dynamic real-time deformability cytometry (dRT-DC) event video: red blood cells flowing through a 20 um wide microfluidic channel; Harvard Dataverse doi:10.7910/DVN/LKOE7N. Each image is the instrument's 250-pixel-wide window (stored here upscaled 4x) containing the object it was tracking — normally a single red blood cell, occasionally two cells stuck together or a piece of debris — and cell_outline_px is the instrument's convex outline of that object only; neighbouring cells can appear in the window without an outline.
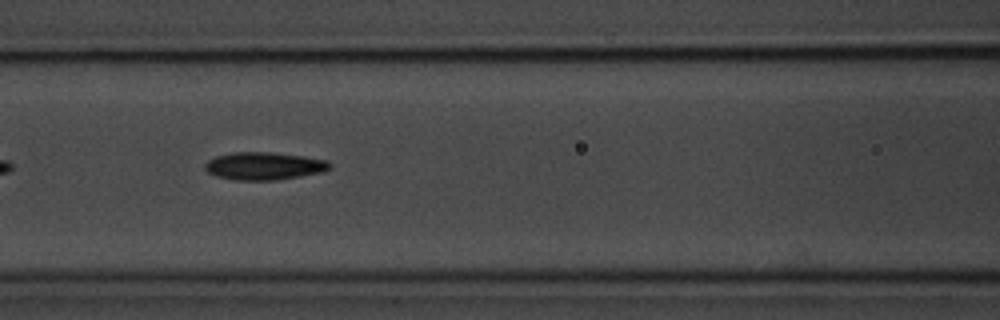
{"species": "common noctule bat (a hibernating species)", "species_latin": "Nyctalus noctula", "temperature_condition": "room temperature", "stored_images_in_passage": 15, "camera_frame_rate_fps": 3000, "um_per_image_px": 0.085, "animal": {"sex": "male", "body_mass_g": 20.1, "forearm_length_mm": 53.5}, "frame": {"image": 1, "passage_image": 7, "time_ms": 2.0, "image_size_px": [1000, 320], "cell_outline_px": [[332, 168], [324, 172], [276, 180], [232, 180], [216, 176], [208, 172], [204, 168], [204, 164], [208, 160], [216, 156], [232, 152], [268, 152], [304, 156], [324, 160], [332, 164]], "centroid_in_image_um": [22.44, 14.11], "position_along_channel_um": 144.2, "area_um2": 20.23}}
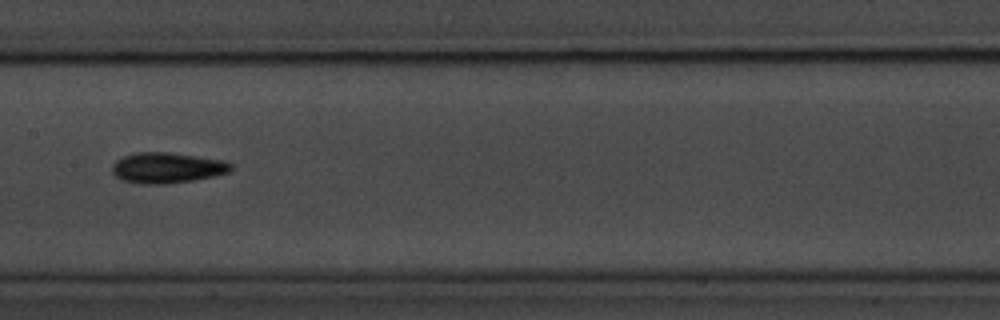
{"frame": {"image": 2, "passage_image": 11, "time_ms": 3.333, "image_size_px": [1000, 320], "cell_outline_px": [[232, 168], [228, 172], [212, 176], [192, 180], [168, 184], [140, 184], [120, 180], [112, 172], [112, 164], [116, 160], [124, 156], [136, 152], [168, 152], [224, 160], [232, 164]], "centroid_in_image_um": [14.16, 14.26], "position_along_channel_um": 193.2, "area_um2": 21.21}}